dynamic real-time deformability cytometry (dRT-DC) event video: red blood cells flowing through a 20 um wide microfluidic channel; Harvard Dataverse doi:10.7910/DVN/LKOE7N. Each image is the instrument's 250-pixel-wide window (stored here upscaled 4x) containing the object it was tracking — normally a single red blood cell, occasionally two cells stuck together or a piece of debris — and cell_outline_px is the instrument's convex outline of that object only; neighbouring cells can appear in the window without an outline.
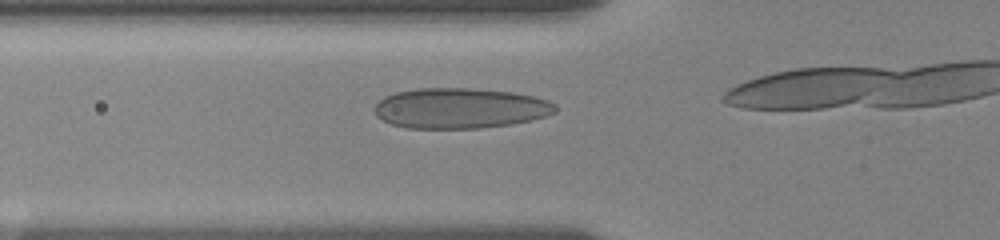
{"species": "human", "species_latin": "Homo sapiens", "temperature_condition": "room temperature", "stored_images_in_passage": 23, "camera_frame_rate_fps": 3000, "um_per_image_px": 0.085, "donor": {"sex": "female"}, "frame": {"image": 1, "passage_image": 14, "time_ms": 2.0, "image_size_px": [1000, 240], "cell_outline_px": [[556, 112], [532, 120], [512, 124], [480, 128], [404, 128], [392, 124], [376, 116], [372, 108], [384, 96], [396, 92], [416, 88], [468, 88], [512, 92], [532, 96], [548, 100], [556, 104]], "centroid_in_image_um": [39.08, 9.2], "position_along_channel_um": 86.7, "area_um2": 42.71}}
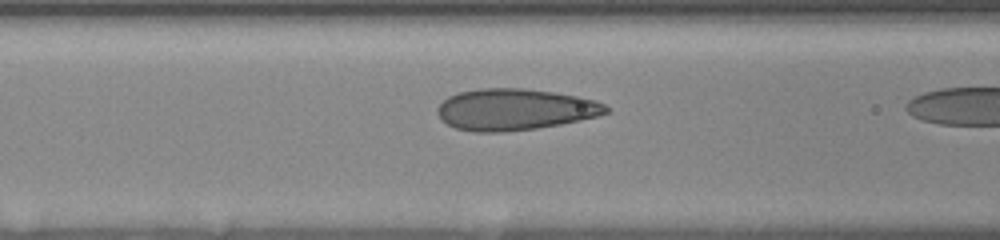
{"frame": {"image": 2, "passage_image": 21, "time_ms": 3.0, "image_size_px": [1000, 240], "cell_outline_px": [[608, 112], [596, 116], [580, 120], [560, 124], [536, 128], [504, 132], [472, 132], [456, 128], [440, 120], [436, 112], [436, 108], [448, 96], [460, 92], [480, 88], [524, 88], [580, 96], [596, 100], [604, 104], [608, 108]], "centroid_in_image_um": [43.73, 9.3], "position_along_channel_um": 122.9, "area_um2": 40.81}}